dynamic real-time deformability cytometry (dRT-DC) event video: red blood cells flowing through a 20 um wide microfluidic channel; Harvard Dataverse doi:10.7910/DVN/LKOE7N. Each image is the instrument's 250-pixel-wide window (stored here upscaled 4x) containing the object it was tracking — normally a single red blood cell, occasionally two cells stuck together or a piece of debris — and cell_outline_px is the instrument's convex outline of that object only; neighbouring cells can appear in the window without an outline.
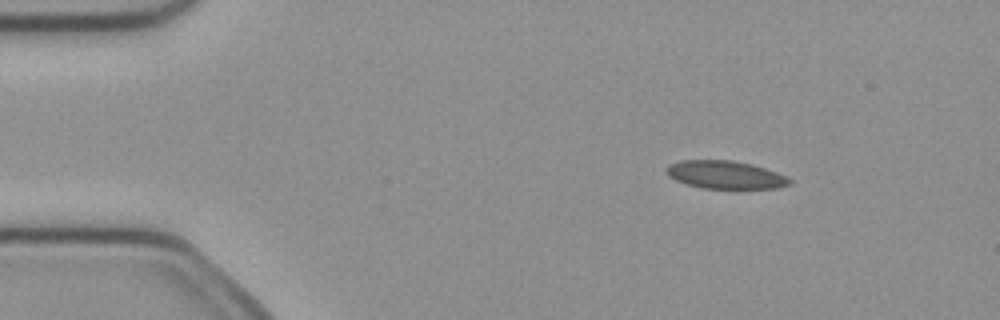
{"species": "common noctule bat (a hibernating species)", "species_latin": "Nyctalus noctula", "temperature_condition": "cold", "stored_images_in_passage": 4, "camera_frame_rate_fps": 3000, "um_per_image_px": 0.085, "animal": {"sex": "female", "body_mass_g": 21.9}, "frame": {"image": 1, "passage_image": 2, "time_ms": 0.333, "image_size_px": [1000, 320], "cell_outline_px": [[792, 184], [776, 188], [704, 188], [688, 184], [676, 180], [668, 176], [664, 172], [664, 168], [668, 164], [680, 160], [732, 160], [752, 164], [776, 172], [792, 180]], "centroid_in_image_um": [61.6, 14.84], "position_along_channel_um": 23.4, "area_um2": 20.06}}